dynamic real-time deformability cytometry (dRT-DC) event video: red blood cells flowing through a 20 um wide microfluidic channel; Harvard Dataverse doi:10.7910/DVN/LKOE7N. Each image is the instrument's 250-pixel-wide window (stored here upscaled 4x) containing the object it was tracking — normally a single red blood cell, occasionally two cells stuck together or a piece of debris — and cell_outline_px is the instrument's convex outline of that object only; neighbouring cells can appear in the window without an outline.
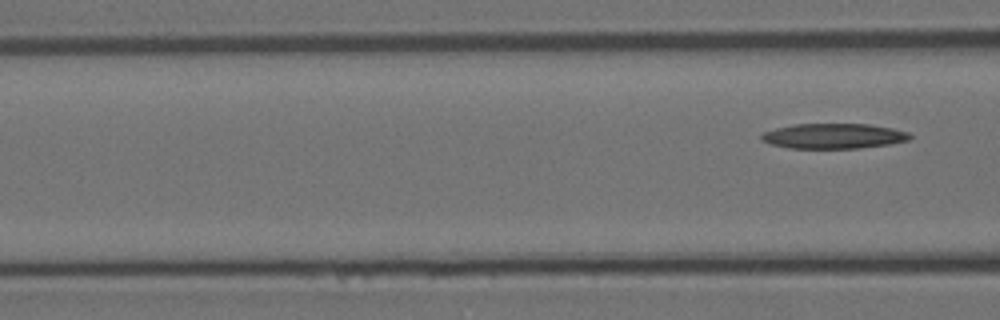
{"species": "Egyptian fruit bat (a non-hibernating species)", "species_latin": "Rousettus aegyptiacus", "temperature_condition": "room temperature", "stored_images_in_passage": 8, "segment_of_instrument_passage": [2, 2], "camera_frame_rate_fps": 3000, "um_per_image_px": 0.085, "animal": {"sex": "female"}, "frame": {"image": 1, "passage_image": 8, "time_ms": 2.333, "image_size_px": [1000, 320], "cell_outline_px": [[912, 136], [908, 140], [888, 144], [860, 148], [788, 148], [772, 144], [760, 140], [760, 136], [764, 132], [776, 128], [796, 124], [868, 124], [892, 128], [908, 132]], "centroid_in_image_um": [70.85, 11.56], "position_along_channel_um": 95.8, "area_um2": 21.62}}